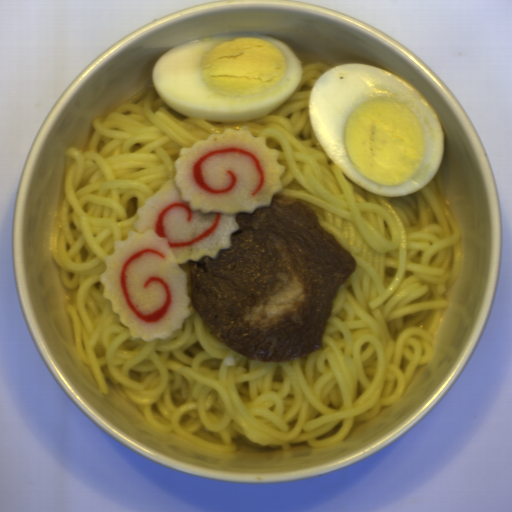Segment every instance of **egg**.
Here are the masks:
<instances>
[{
    "label": "egg",
    "instance_id": "obj_1",
    "mask_svg": "<svg viewBox=\"0 0 512 512\" xmlns=\"http://www.w3.org/2000/svg\"><path fill=\"white\" fill-rule=\"evenodd\" d=\"M315 137L355 185L387 197L424 189L442 166L446 133L420 89L376 65L342 63L313 85Z\"/></svg>",
    "mask_w": 512,
    "mask_h": 512
},
{
    "label": "egg",
    "instance_id": "obj_2",
    "mask_svg": "<svg viewBox=\"0 0 512 512\" xmlns=\"http://www.w3.org/2000/svg\"><path fill=\"white\" fill-rule=\"evenodd\" d=\"M300 58L282 40L255 33L195 39L159 55L152 87L171 110L239 123L272 113L300 85Z\"/></svg>",
    "mask_w": 512,
    "mask_h": 512
}]
</instances>
